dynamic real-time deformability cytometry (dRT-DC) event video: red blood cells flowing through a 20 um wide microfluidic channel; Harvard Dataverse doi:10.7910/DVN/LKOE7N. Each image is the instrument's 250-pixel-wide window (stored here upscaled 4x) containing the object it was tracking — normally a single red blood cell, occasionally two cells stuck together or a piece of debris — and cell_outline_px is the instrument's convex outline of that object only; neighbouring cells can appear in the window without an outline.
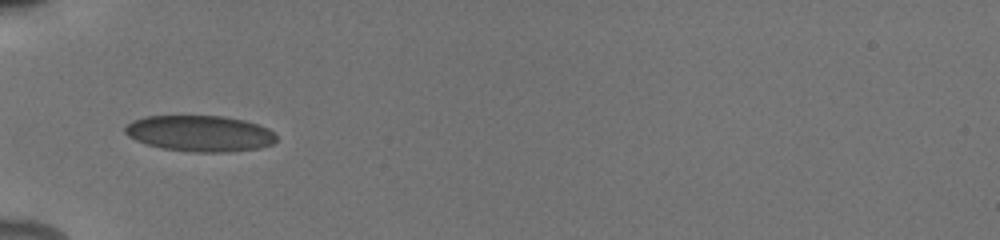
{"species": "human", "species_latin": "Homo sapiens", "temperature_condition": "cold", "stored_images_in_passage": 9, "camera_frame_rate_fps": 3000, "um_per_image_px": 0.085, "donor": {"sex": "male"}, "frame": {"image": 1, "passage_image": 1, "time_ms": 0.0, "image_size_px": [1000, 240], "cell_outline_px": [[276, 140], [272, 144], [260, 148], [228, 152], [192, 152], [164, 148], [148, 144], [136, 140], [128, 136], [124, 132], [124, 128], [132, 120], [144, 116], [224, 116], [244, 120], [268, 128], [276, 136]], "centroid_in_image_um": [16.98, 11.34], "position_along_channel_um": 68.0, "area_um2": 31.73}}
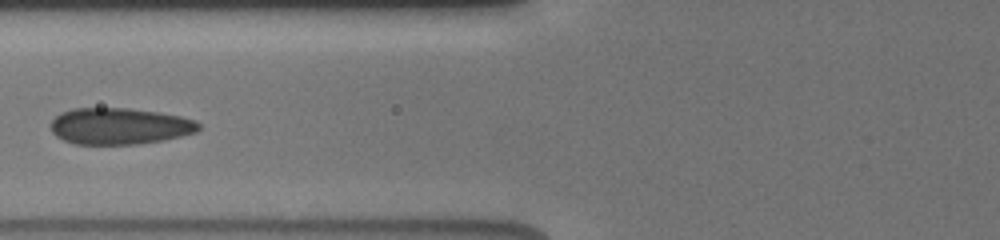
{"frame": {"image": 2, "passage_image": 3, "time_ms": 1.333, "image_size_px": [1000, 240], "cell_outline_px": [[200, 128], [196, 132], [164, 140], [136, 144], [76, 144], [64, 140], [56, 136], [52, 132], [52, 120], [60, 112], [72, 108], [128, 108], [160, 112], [180, 116], [196, 120], [200, 124]], "centroid_in_image_um": [10.17, 10.71], "position_along_channel_um": 115.6, "area_um2": 31.5}}
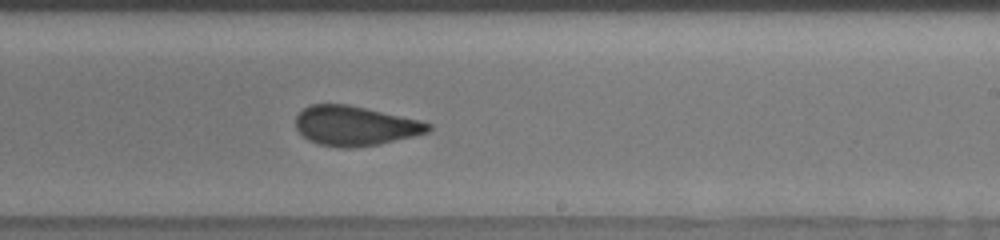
{"frame": {"image": 3, "passage_image": 9, "time_ms": 5.0, "image_size_px": [1000, 240], "cell_outline_px": [[432, 128], [428, 132], [380, 144], [356, 148], [336, 148], [316, 144], [308, 140], [296, 128], [296, 116], [304, 108], [312, 104], [348, 104], [420, 120], [432, 124]], "centroid_in_image_um": [30.17, 10.71], "position_along_channel_um": 258.8, "area_um2": 30.75}}